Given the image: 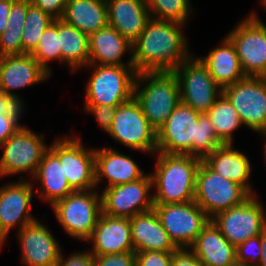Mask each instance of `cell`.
Wrapping results in <instances>:
<instances>
[{"mask_svg":"<svg viewBox=\"0 0 266 266\" xmlns=\"http://www.w3.org/2000/svg\"><path fill=\"white\" fill-rule=\"evenodd\" d=\"M185 25L150 18L132 44V63L137 73L174 71L190 54Z\"/></svg>","mask_w":266,"mask_h":266,"instance_id":"6da1fadb","label":"cell"},{"mask_svg":"<svg viewBox=\"0 0 266 266\" xmlns=\"http://www.w3.org/2000/svg\"><path fill=\"white\" fill-rule=\"evenodd\" d=\"M155 171L150 173L154 204L194 201L196 175L202 159L192 155L156 152Z\"/></svg>","mask_w":266,"mask_h":266,"instance_id":"7a4b0ae2","label":"cell"},{"mask_svg":"<svg viewBox=\"0 0 266 266\" xmlns=\"http://www.w3.org/2000/svg\"><path fill=\"white\" fill-rule=\"evenodd\" d=\"M134 98L157 132L181 102L178 79L173 71L139 72L134 83Z\"/></svg>","mask_w":266,"mask_h":266,"instance_id":"3957f363","label":"cell"},{"mask_svg":"<svg viewBox=\"0 0 266 266\" xmlns=\"http://www.w3.org/2000/svg\"><path fill=\"white\" fill-rule=\"evenodd\" d=\"M93 73L85 85V103L92 105L119 106L134 96L137 72L133 65H94Z\"/></svg>","mask_w":266,"mask_h":266,"instance_id":"277c9868","label":"cell"},{"mask_svg":"<svg viewBox=\"0 0 266 266\" xmlns=\"http://www.w3.org/2000/svg\"><path fill=\"white\" fill-rule=\"evenodd\" d=\"M100 191H74L51 208L58 223L71 237L87 241L102 213Z\"/></svg>","mask_w":266,"mask_h":266,"instance_id":"5b68a950","label":"cell"},{"mask_svg":"<svg viewBox=\"0 0 266 266\" xmlns=\"http://www.w3.org/2000/svg\"><path fill=\"white\" fill-rule=\"evenodd\" d=\"M252 195L242 186L211 170L202 160L196 175L194 202L212 219L243 204Z\"/></svg>","mask_w":266,"mask_h":266,"instance_id":"8992f818","label":"cell"},{"mask_svg":"<svg viewBox=\"0 0 266 266\" xmlns=\"http://www.w3.org/2000/svg\"><path fill=\"white\" fill-rule=\"evenodd\" d=\"M226 37L235 47L246 77H266V25L256 12L244 17Z\"/></svg>","mask_w":266,"mask_h":266,"instance_id":"52a82bcc","label":"cell"},{"mask_svg":"<svg viewBox=\"0 0 266 266\" xmlns=\"http://www.w3.org/2000/svg\"><path fill=\"white\" fill-rule=\"evenodd\" d=\"M107 133L114 141L132 150L152 155L157 152V132L134 96L116 107L112 126Z\"/></svg>","mask_w":266,"mask_h":266,"instance_id":"ba28073f","label":"cell"},{"mask_svg":"<svg viewBox=\"0 0 266 266\" xmlns=\"http://www.w3.org/2000/svg\"><path fill=\"white\" fill-rule=\"evenodd\" d=\"M43 134L19 127L3 144L0 158V177L28 172L33 177L44 153L49 149Z\"/></svg>","mask_w":266,"mask_h":266,"instance_id":"9c48e42d","label":"cell"},{"mask_svg":"<svg viewBox=\"0 0 266 266\" xmlns=\"http://www.w3.org/2000/svg\"><path fill=\"white\" fill-rule=\"evenodd\" d=\"M173 72L178 79L181 102L201 114L206 113L223 93L199 57L191 55Z\"/></svg>","mask_w":266,"mask_h":266,"instance_id":"30bf717a","label":"cell"},{"mask_svg":"<svg viewBox=\"0 0 266 266\" xmlns=\"http://www.w3.org/2000/svg\"><path fill=\"white\" fill-rule=\"evenodd\" d=\"M154 210L177 249L190 248L202 229L211 221L194 201L154 204Z\"/></svg>","mask_w":266,"mask_h":266,"instance_id":"8fae6325","label":"cell"},{"mask_svg":"<svg viewBox=\"0 0 266 266\" xmlns=\"http://www.w3.org/2000/svg\"><path fill=\"white\" fill-rule=\"evenodd\" d=\"M49 149L59 158L68 184L74 191L96 189L95 149H87L80 137L56 138Z\"/></svg>","mask_w":266,"mask_h":266,"instance_id":"7c38bea8","label":"cell"},{"mask_svg":"<svg viewBox=\"0 0 266 266\" xmlns=\"http://www.w3.org/2000/svg\"><path fill=\"white\" fill-rule=\"evenodd\" d=\"M223 94L243 125L253 132L266 134V77H245L225 87Z\"/></svg>","mask_w":266,"mask_h":266,"instance_id":"4fadbf2b","label":"cell"},{"mask_svg":"<svg viewBox=\"0 0 266 266\" xmlns=\"http://www.w3.org/2000/svg\"><path fill=\"white\" fill-rule=\"evenodd\" d=\"M257 195L217 214L211 221L235 247L266 229V212Z\"/></svg>","mask_w":266,"mask_h":266,"instance_id":"5bb4252c","label":"cell"},{"mask_svg":"<svg viewBox=\"0 0 266 266\" xmlns=\"http://www.w3.org/2000/svg\"><path fill=\"white\" fill-rule=\"evenodd\" d=\"M151 188L150 173L136 181L105 188L101 193L102 213L106 216L132 218L153 209Z\"/></svg>","mask_w":266,"mask_h":266,"instance_id":"9a60e30c","label":"cell"},{"mask_svg":"<svg viewBox=\"0 0 266 266\" xmlns=\"http://www.w3.org/2000/svg\"><path fill=\"white\" fill-rule=\"evenodd\" d=\"M6 183L0 186V249L4 246L9 233L15 227L21 230L37 219L31 213L32 197L35 196L32 180Z\"/></svg>","mask_w":266,"mask_h":266,"instance_id":"2e32d148","label":"cell"},{"mask_svg":"<svg viewBox=\"0 0 266 266\" xmlns=\"http://www.w3.org/2000/svg\"><path fill=\"white\" fill-rule=\"evenodd\" d=\"M200 114L180 102L157 131V152L193 156Z\"/></svg>","mask_w":266,"mask_h":266,"instance_id":"e0dca14e","label":"cell"},{"mask_svg":"<svg viewBox=\"0 0 266 266\" xmlns=\"http://www.w3.org/2000/svg\"><path fill=\"white\" fill-rule=\"evenodd\" d=\"M21 247V263L25 266H55L62 248L55 236L39 220L17 232Z\"/></svg>","mask_w":266,"mask_h":266,"instance_id":"ac0fdd59","label":"cell"},{"mask_svg":"<svg viewBox=\"0 0 266 266\" xmlns=\"http://www.w3.org/2000/svg\"><path fill=\"white\" fill-rule=\"evenodd\" d=\"M50 77L31 54L5 56L0 64V90L21 105L25 103L13 90L33 86Z\"/></svg>","mask_w":266,"mask_h":266,"instance_id":"d6986e66","label":"cell"},{"mask_svg":"<svg viewBox=\"0 0 266 266\" xmlns=\"http://www.w3.org/2000/svg\"><path fill=\"white\" fill-rule=\"evenodd\" d=\"M93 255H107L134 251L130 218L112 217L101 213L91 237Z\"/></svg>","mask_w":266,"mask_h":266,"instance_id":"ffe728a7","label":"cell"},{"mask_svg":"<svg viewBox=\"0 0 266 266\" xmlns=\"http://www.w3.org/2000/svg\"><path fill=\"white\" fill-rule=\"evenodd\" d=\"M145 175L137 162L114 148L95 149L96 187L108 180L106 188L136 181Z\"/></svg>","mask_w":266,"mask_h":266,"instance_id":"44dd1931","label":"cell"},{"mask_svg":"<svg viewBox=\"0 0 266 266\" xmlns=\"http://www.w3.org/2000/svg\"><path fill=\"white\" fill-rule=\"evenodd\" d=\"M108 25L134 43L151 18L146 0H108Z\"/></svg>","mask_w":266,"mask_h":266,"instance_id":"7402d4cb","label":"cell"},{"mask_svg":"<svg viewBox=\"0 0 266 266\" xmlns=\"http://www.w3.org/2000/svg\"><path fill=\"white\" fill-rule=\"evenodd\" d=\"M131 238L134 252H174L177 248L171 242L154 208L130 218Z\"/></svg>","mask_w":266,"mask_h":266,"instance_id":"603a6c76","label":"cell"},{"mask_svg":"<svg viewBox=\"0 0 266 266\" xmlns=\"http://www.w3.org/2000/svg\"><path fill=\"white\" fill-rule=\"evenodd\" d=\"M202 161L213 171L239 185L251 195H256L250 184L251 164L248 157L233 144H222Z\"/></svg>","mask_w":266,"mask_h":266,"instance_id":"cb8c5ba5","label":"cell"},{"mask_svg":"<svg viewBox=\"0 0 266 266\" xmlns=\"http://www.w3.org/2000/svg\"><path fill=\"white\" fill-rule=\"evenodd\" d=\"M130 52L131 56L124 63L122 56ZM89 64L94 65H133L132 43L125 39L112 26L107 25L89 35Z\"/></svg>","mask_w":266,"mask_h":266,"instance_id":"d4e9b609","label":"cell"},{"mask_svg":"<svg viewBox=\"0 0 266 266\" xmlns=\"http://www.w3.org/2000/svg\"><path fill=\"white\" fill-rule=\"evenodd\" d=\"M204 266H229L236 262V247L210 221L189 248Z\"/></svg>","mask_w":266,"mask_h":266,"instance_id":"484cf974","label":"cell"},{"mask_svg":"<svg viewBox=\"0 0 266 266\" xmlns=\"http://www.w3.org/2000/svg\"><path fill=\"white\" fill-rule=\"evenodd\" d=\"M30 179L36 180L37 184L40 182L41 188L35 193L50 206L74 192L68 184L59 158L50 149L44 153L36 173Z\"/></svg>","mask_w":266,"mask_h":266,"instance_id":"4316f807","label":"cell"},{"mask_svg":"<svg viewBox=\"0 0 266 266\" xmlns=\"http://www.w3.org/2000/svg\"><path fill=\"white\" fill-rule=\"evenodd\" d=\"M199 58L222 89L246 77L242 71L235 47L226 36L220 46L214 47L206 57Z\"/></svg>","mask_w":266,"mask_h":266,"instance_id":"83f0119b","label":"cell"},{"mask_svg":"<svg viewBox=\"0 0 266 266\" xmlns=\"http://www.w3.org/2000/svg\"><path fill=\"white\" fill-rule=\"evenodd\" d=\"M61 19L91 35L108 25L107 4L97 0H67Z\"/></svg>","mask_w":266,"mask_h":266,"instance_id":"f1b7e54d","label":"cell"},{"mask_svg":"<svg viewBox=\"0 0 266 266\" xmlns=\"http://www.w3.org/2000/svg\"><path fill=\"white\" fill-rule=\"evenodd\" d=\"M59 48L61 63L71 68L72 73L89 64V35L62 19H59Z\"/></svg>","mask_w":266,"mask_h":266,"instance_id":"f546056e","label":"cell"},{"mask_svg":"<svg viewBox=\"0 0 266 266\" xmlns=\"http://www.w3.org/2000/svg\"><path fill=\"white\" fill-rule=\"evenodd\" d=\"M30 5L29 0H15L9 12L6 28L0 35V55H22V34Z\"/></svg>","mask_w":266,"mask_h":266,"instance_id":"4dcf8cb0","label":"cell"},{"mask_svg":"<svg viewBox=\"0 0 266 266\" xmlns=\"http://www.w3.org/2000/svg\"><path fill=\"white\" fill-rule=\"evenodd\" d=\"M205 114L210 119L219 141L222 144H233V132L242 122L228 98L222 93Z\"/></svg>","mask_w":266,"mask_h":266,"instance_id":"1f68e13d","label":"cell"},{"mask_svg":"<svg viewBox=\"0 0 266 266\" xmlns=\"http://www.w3.org/2000/svg\"><path fill=\"white\" fill-rule=\"evenodd\" d=\"M54 20L39 7L29 5L23 27L22 54H31L36 49L43 32Z\"/></svg>","mask_w":266,"mask_h":266,"instance_id":"d6a6232c","label":"cell"},{"mask_svg":"<svg viewBox=\"0 0 266 266\" xmlns=\"http://www.w3.org/2000/svg\"><path fill=\"white\" fill-rule=\"evenodd\" d=\"M146 4L151 18L183 25H187L193 11L190 0H146Z\"/></svg>","mask_w":266,"mask_h":266,"instance_id":"836d02e7","label":"cell"},{"mask_svg":"<svg viewBox=\"0 0 266 266\" xmlns=\"http://www.w3.org/2000/svg\"><path fill=\"white\" fill-rule=\"evenodd\" d=\"M33 58L52 76L49 62L58 60L61 63L59 48V19L54 20L43 32L38 46L31 53Z\"/></svg>","mask_w":266,"mask_h":266,"instance_id":"e575fe53","label":"cell"},{"mask_svg":"<svg viewBox=\"0 0 266 266\" xmlns=\"http://www.w3.org/2000/svg\"><path fill=\"white\" fill-rule=\"evenodd\" d=\"M221 145L222 143L217 138L210 119L205 113L200 114L197 141H193V156L203 159Z\"/></svg>","mask_w":266,"mask_h":266,"instance_id":"d590c367","label":"cell"},{"mask_svg":"<svg viewBox=\"0 0 266 266\" xmlns=\"http://www.w3.org/2000/svg\"><path fill=\"white\" fill-rule=\"evenodd\" d=\"M261 234L236 246V262L247 266H258L261 258Z\"/></svg>","mask_w":266,"mask_h":266,"instance_id":"8d00e7d4","label":"cell"},{"mask_svg":"<svg viewBox=\"0 0 266 266\" xmlns=\"http://www.w3.org/2000/svg\"><path fill=\"white\" fill-rule=\"evenodd\" d=\"M136 253L123 252L107 255H94L93 266H135Z\"/></svg>","mask_w":266,"mask_h":266,"instance_id":"74e56055","label":"cell"},{"mask_svg":"<svg viewBox=\"0 0 266 266\" xmlns=\"http://www.w3.org/2000/svg\"><path fill=\"white\" fill-rule=\"evenodd\" d=\"M115 106H106V105H92L85 104L84 111L90 114H93L98 125L107 133L113 123V118L115 116Z\"/></svg>","mask_w":266,"mask_h":266,"instance_id":"f35d334b","label":"cell"},{"mask_svg":"<svg viewBox=\"0 0 266 266\" xmlns=\"http://www.w3.org/2000/svg\"><path fill=\"white\" fill-rule=\"evenodd\" d=\"M172 252H136L135 266H171Z\"/></svg>","mask_w":266,"mask_h":266,"instance_id":"ab89813d","label":"cell"},{"mask_svg":"<svg viewBox=\"0 0 266 266\" xmlns=\"http://www.w3.org/2000/svg\"><path fill=\"white\" fill-rule=\"evenodd\" d=\"M23 113L0 114V145L3 144L19 127Z\"/></svg>","mask_w":266,"mask_h":266,"instance_id":"60d3db41","label":"cell"},{"mask_svg":"<svg viewBox=\"0 0 266 266\" xmlns=\"http://www.w3.org/2000/svg\"><path fill=\"white\" fill-rule=\"evenodd\" d=\"M29 2L56 20L63 17L67 0H29Z\"/></svg>","mask_w":266,"mask_h":266,"instance_id":"b9f144b4","label":"cell"},{"mask_svg":"<svg viewBox=\"0 0 266 266\" xmlns=\"http://www.w3.org/2000/svg\"><path fill=\"white\" fill-rule=\"evenodd\" d=\"M93 261L94 255L89 250L72 253L66 259L61 252L59 261L55 266H93Z\"/></svg>","mask_w":266,"mask_h":266,"instance_id":"7bdbcfd3","label":"cell"},{"mask_svg":"<svg viewBox=\"0 0 266 266\" xmlns=\"http://www.w3.org/2000/svg\"><path fill=\"white\" fill-rule=\"evenodd\" d=\"M171 266H204L189 248L172 252Z\"/></svg>","mask_w":266,"mask_h":266,"instance_id":"ee69618b","label":"cell"},{"mask_svg":"<svg viewBox=\"0 0 266 266\" xmlns=\"http://www.w3.org/2000/svg\"><path fill=\"white\" fill-rule=\"evenodd\" d=\"M24 111V105L18 104L0 90V114L23 113Z\"/></svg>","mask_w":266,"mask_h":266,"instance_id":"f6af8a7d","label":"cell"},{"mask_svg":"<svg viewBox=\"0 0 266 266\" xmlns=\"http://www.w3.org/2000/svg\"><path fill=\"white\" fill-rule=\"evenodd\" d=\"M15 0H0V35L6 28L9 12Z\"/></svg>","mask_w":266,"mask_h":266,"instance_id":"bcb514c9","label":"cell"},{"mask_svg":"<svg viewBox=\"0 0 266 266\" xmlns=\"http://www.w3.org/2000/svg\"><path fill=\"white\" fill-rule=\"evenodd\" d=\"M261 258L258 266H266V229L261 233Z\"/></svg>","mask_w":266,"mask_h":266,"instance_id":"7dc6e473","label":"cell"},{"mask_svg":"<svg viewBox=\"0 0 266 266\" xmlns=\"http://www.w3.org/2000/svg\"><path fill=\"white\" fill-rule=\"evenodd\" d=\"M263 136H264V138H266V134H264ZM263 153H264V156H265V158H264L265 161L264 162L266 163V140H265L264 152Z\"/></svg>","mask_w":266,"mask_h":266,"instance_id":"c3c4849f","label":"cell"},{"mask_svg":"<svg viewBox=\"0 0 266 266\" xmlns=\"http://www.w3.org/2000/svg\"><path fill=\"white\" fill-rule=\"evenodd\" d=\"M229 266H247V265L239 263V262H235L234 264H231Z\"/></svg>","mask_w":266,"mask_h":266,"instance_id":"681fc988","label":"cell"},{"mask_svg":"<svg viewBox=\"0 0 266 266\" xmlns=\"http://www.w3.org/2000/svg\"><path fill=\"white\" fill-rule=\"evenodd\" d=\"M261 4H262L263 7L266 9V0H261Z\"/></svg>","mask_w":266,"mask_h":266,"instance_id":"f907efd6","label":"cell"},{"mask_svg":"<svg viewBox=\"0 0 266 266\" xmlns=\"http://www.w3.org/2000/svg\"><path fill=\"white\" fill-rule=\"evenodd\" d=\"M97 1L105 2V3L108 2V0H97Z\"/></svg>","mask_w":266,"mask_h":266,"instance_id":"816d5d0a","label":"cell"}]
</instances>
